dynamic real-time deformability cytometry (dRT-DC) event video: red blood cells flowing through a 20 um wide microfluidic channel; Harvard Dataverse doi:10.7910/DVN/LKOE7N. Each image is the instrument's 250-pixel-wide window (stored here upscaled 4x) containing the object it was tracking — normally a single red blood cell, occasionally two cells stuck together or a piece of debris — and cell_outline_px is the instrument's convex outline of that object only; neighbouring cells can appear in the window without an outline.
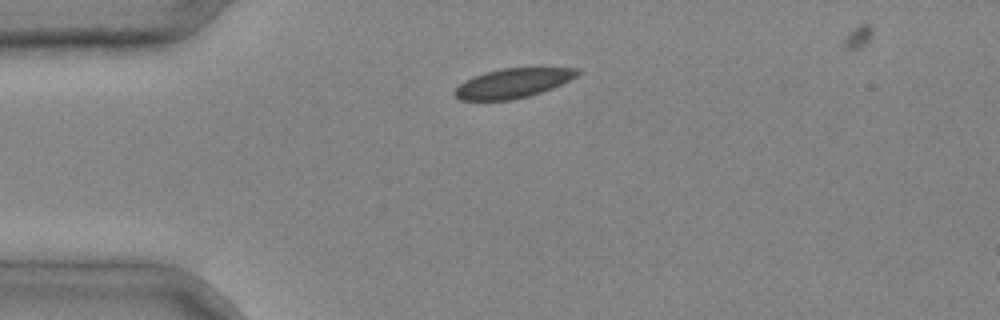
{"species": "common noctule bat (a hibernating species)", "species_latin": "Nyctalus noctula", "temperature_condition": "cold", "stored_images_in_passage": 2, "camera_frame_rate_fps": 3000, "um_per_image_px": 0.085, "animal": {"sex": "male", "body_mass_g": 20.4}, "frame": {"image": 1, "passage_image": 1, "time_ms": 0.0, "image_size_px": [1000, 320], "cell_outline_px": [[580, 72], [576, 76], [552, 88], [528, 96], [512, 100], [460, 100], [452, 92], [464, 80], [484, 72], [500, 68], [580, 68]], "centroid_in_image_um": [43.55, 7.07], "position_along_channel_um": 41.4, "area_um2": 20.92}}